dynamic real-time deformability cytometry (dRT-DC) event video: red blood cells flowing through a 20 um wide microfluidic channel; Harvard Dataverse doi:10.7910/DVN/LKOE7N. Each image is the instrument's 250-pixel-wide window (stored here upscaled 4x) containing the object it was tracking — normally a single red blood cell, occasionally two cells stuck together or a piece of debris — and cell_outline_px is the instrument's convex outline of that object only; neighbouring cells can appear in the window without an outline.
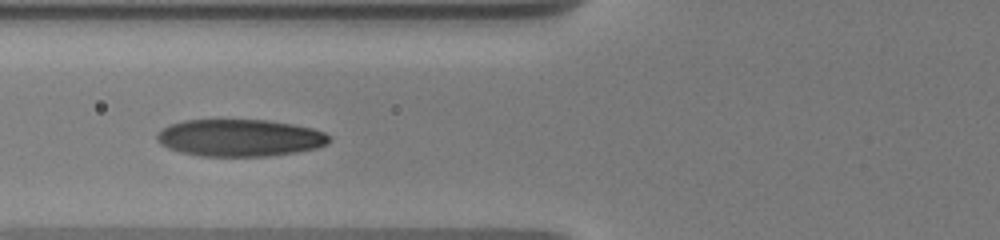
{"species": "human", "species_latin": "Homo sapiens", "temperature_condition": "warm", "stored_images_in_passage": 7, "camera_frame_rate_fps": 3000, "um_per_image_px": 0.085, "donor": {"sex": "male"}, "frame": {"image": 1, "passage_image": 4, "time_ms": 2.333, "image_size_px": [1000, 240], "cell_outline_px": [[332, 140], [328, 144], [316, 148], [296, 152], [268, 156], [200, 156], [180, 152], [168, 148], [160, 144], [156, 140], [156, 136], [168, 124], [184, 120], [268, 120], [292, 124], [312, 128], [324, 132]], "centroid_in_image_um": [20.38, 11.72], "position_along_channel_um": 105.4, "area_um2": 37.34}}
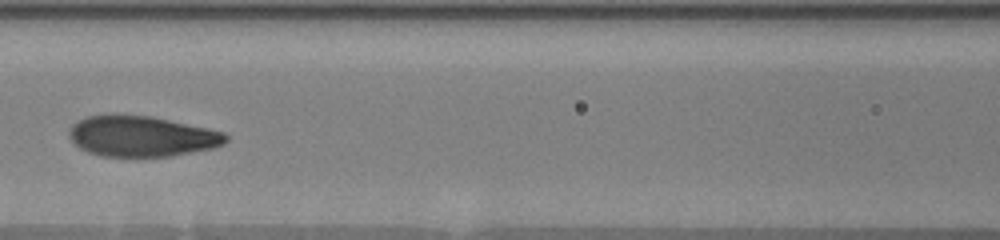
{"frame": {"image": 2, "passage_image": 6, "time_ms": 3.667, "image_size_px": [1000, 240], "cell_outline_px": [[228, 140], [224, 144], [212, 148], [168, 156], [100, 156], [88, 152], [80, 148], [68, 136], [68, 132], [72, 124], [88, 116], [112, 112], [116, 112], [152, 116], [208, 128], [224, 132], [228, 136]], "centroid_in_image_um": [12.01, 11.54], "position_along_channel_um": 154.6, "area_um2": 37.57}}